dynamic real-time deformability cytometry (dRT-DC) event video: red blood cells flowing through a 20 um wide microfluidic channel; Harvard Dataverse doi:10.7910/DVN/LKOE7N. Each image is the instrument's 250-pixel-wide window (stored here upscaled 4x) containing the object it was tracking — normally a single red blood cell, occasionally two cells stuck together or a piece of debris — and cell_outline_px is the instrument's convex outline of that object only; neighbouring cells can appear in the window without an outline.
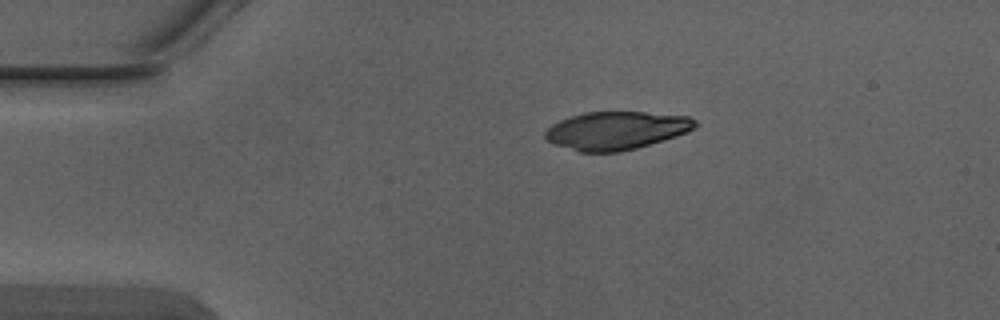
{"species": "Egyptian fruit bat (a non-hibernating species)", "species_latin": "Rousettus aegyptiacus", "temperature_condition": "warm", "stored_images_in_passage": 2, "camera_frame_rate_fps": 3000, "um_per_image_px": 0.085, "animal": {"sex": "male"}, "frame": {"image": 1, "passage_image": 1, "time_ms": 0.0, "image_size_px": [1000, 320], "cell_outline_px": [[700, 124], [696, 128], [688, 132], [664, 140], [636, 148], [620, 152], [580, 152], [556, 144], [548, 140], [544, 136], [544, 132], [552, 124], [560, 120], [584, 112], [644, 112], [688, 116], [696, 120]], "centroid_in_image_um": [52.43, 11.09], "position_along_channel_um": 32.6, "area_um2": 33.29}}